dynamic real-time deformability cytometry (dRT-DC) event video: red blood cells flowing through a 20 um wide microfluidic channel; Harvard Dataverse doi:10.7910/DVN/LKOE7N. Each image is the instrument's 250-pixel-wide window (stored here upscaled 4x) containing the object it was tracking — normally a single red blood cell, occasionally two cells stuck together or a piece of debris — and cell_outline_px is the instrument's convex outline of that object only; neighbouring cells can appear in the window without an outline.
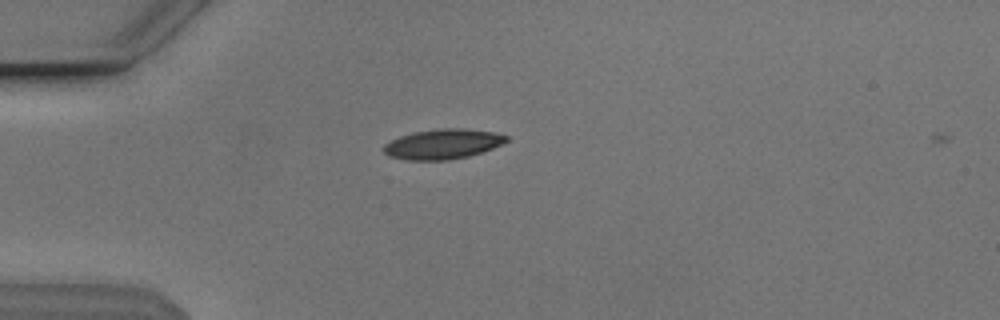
{"species": "Egyptian fruit bat (a non-hibernating species)", "species_latin": "Rousettus aegyptiacus", "temperature_condition": "cold", "stored_images_in_passage": 40, "camera_frame_rate_fps": 3000, "um_per_image_px": 0.085, "animal": {"sex": "male"}, "frame": {"image": 1, "passage_image": 1, "time_ms": 0.0, "image_size_px": [1000, 320], "cell_outline_px": [[508, 140], [492, 148], [468, 156], [448, 160], [408, 160], [388, 156], [384, 152], [384, 144], [400, 136], [416, 132], [440, 128], [464, 128], [492, 132], [508, 136]], "centroid_in_image_um": [37.62, 12.24], "position_along_channel_um": 47.4, "area_um2": 21.15}}
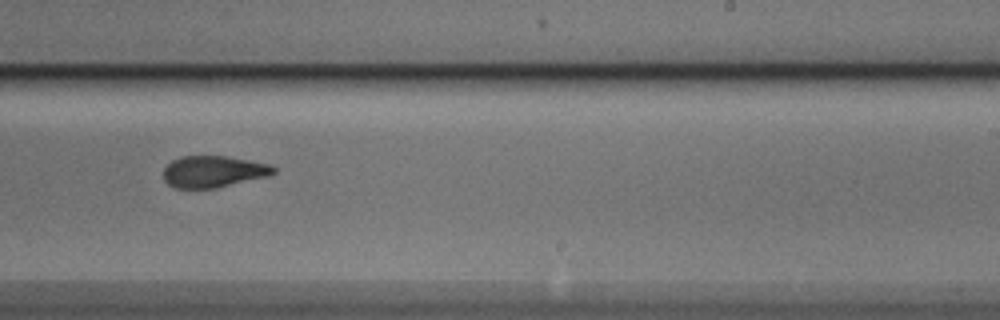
{"frame": {"image": 2, "passage_image": 20, "time_ms": 6.333, "image_size_px": [1000, 320], "cell_outline_px": [[276, 172], [264, 176], [216, 188], [172, 188], [164, 180], [164, 168], [172, 160], [180, 156], [224, 156], [248, 160], [268, 164], [276, 168]], "centroid_in_image_um": [18.07, 14.58], "position_along_channel_um": 270.9, "area_um2": 20.0}}
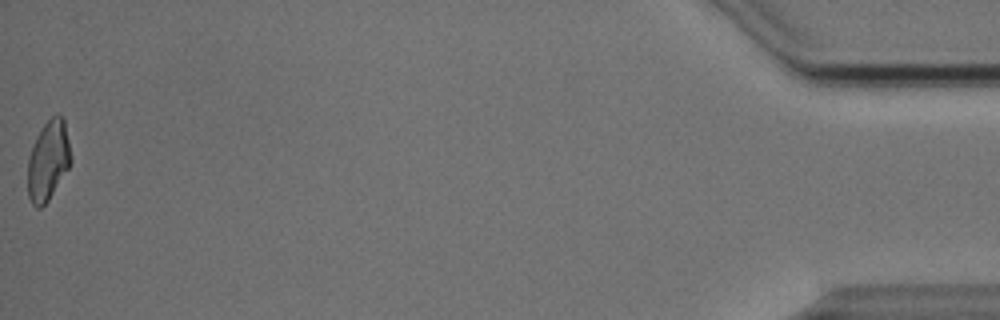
{"frame": {"image": 3, "passage_image": 40, "time_ms": 13.0, "image_size_px": [1000, 320], "cell_outline_px": [[72, 160], [68, 168], [48, 200], [40, 208], [36, 208], [32, 204], [28, 196], [28, 160], [36, 136], [44, 124], [52, 116], [60, 116], [64, 120]], "centroid_in_image_um": [4.09, 13.67], "position_along_channel_um": 431.1, "area_um2": 19.65}, "authors_computed_cell_mechanics": {"area_um2": 20.9236, "velocity_mm_per_s": 3.8443, "shape_relaxation_time_tau1_ms": 7.6156, "shape_relaxation_time_tau2_ms": 2.1749, "deformation_change_tau1": 0.1959, "deformation_change_tau2": 0.091}}